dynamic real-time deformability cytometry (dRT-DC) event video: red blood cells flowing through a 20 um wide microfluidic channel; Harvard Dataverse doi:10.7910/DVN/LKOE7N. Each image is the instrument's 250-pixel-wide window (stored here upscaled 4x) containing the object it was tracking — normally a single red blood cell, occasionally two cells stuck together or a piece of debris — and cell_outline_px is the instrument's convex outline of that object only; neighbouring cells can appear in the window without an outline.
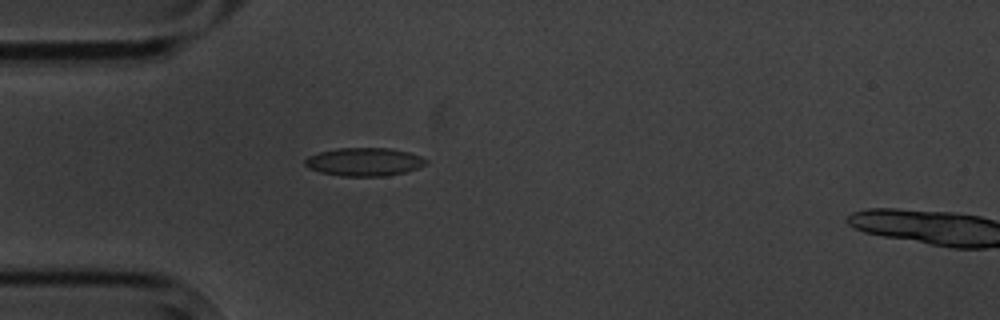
{"species": "common noctule bat (a hibernating species)", "species_latin": "Nyctalus noctula", "temperature_condition": "cold", "stored_images_in_passage": 6, "camera_frame_rate_fps": 3000, "um_per_image_px": 0.085, "animal": {"sex": "male", "body_mass_g": 20.1, "forearm_length_mm": 53.5}, "frame": {"image": 1, "passage_image": 5, "time_ms": 4.667, "image_size_px": [1000, 320], "cell_outline_px": [[428, 164], [404, 172], [384, 176], [340, 176], [320, 172], [308, 168], [304, 164], [304, 160], [308, 156], [320, 152], [336, 148], [388, 148], [408, 152], [420, 156], [428, 160]], "centroid_in_image_um": [30.94, 13.76], "position_along_channel_um": 54.1, "area_um2": 19.88}}